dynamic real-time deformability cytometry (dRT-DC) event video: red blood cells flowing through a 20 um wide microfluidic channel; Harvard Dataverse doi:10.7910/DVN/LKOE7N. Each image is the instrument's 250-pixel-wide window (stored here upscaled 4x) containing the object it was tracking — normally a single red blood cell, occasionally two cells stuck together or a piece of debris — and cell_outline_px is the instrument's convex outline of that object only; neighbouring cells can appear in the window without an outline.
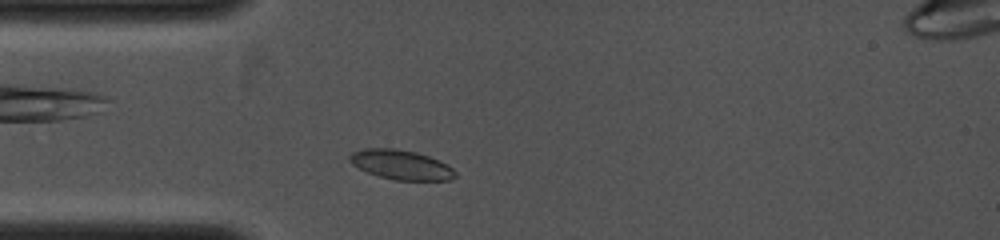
{"species": "common noctule bat (a hibernating species)", "species_latin": "Nyctalus noctula", "temperature_condition": "cold", "stored_images_in_passage": 35, "camera_frame_rate_fps": 4000, "um_per_image_px": 0.085, "animal": {"sex": "female", "body_mass_g": 19.0, "forearm_length_mm": 53.3}, "frame": {"image": 1, "passage_image": 5, "time_ms": 1.0, "image_size_px": [1000, 240], "cell_outline_px": [[456, 176], [448, 180], [396, 180], [380, 176], [368, 172], [352, 164], [348, 160], [348, 156], [352, 152], [364, 148], [392, 148], [416, 152], [428, 156], [448, 164], [456, 172]], "centroid_in_image_um": [34.08, 13.99], "position_along_channel_um": 50.9, "area_um2": 18.09}}
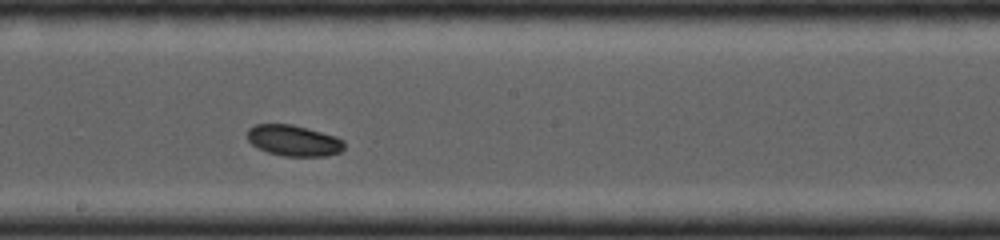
{"frame": {"image": 2, "passage_image": 22, "time_ms": 4.5, "image_size_px": [1000, 240], "cell_outline_px": [[344, 148], [340, 152], [324, 156], [284, 156], [268, 152], [252, 144], [248, 140], [248, 128], [256, 124], [292, 124], [336, 136], [344, 140]], "centroid_in_image_um": [24.98, 11.94], "position_along_channel_um": 223.2, "area_um2": 17.4}}
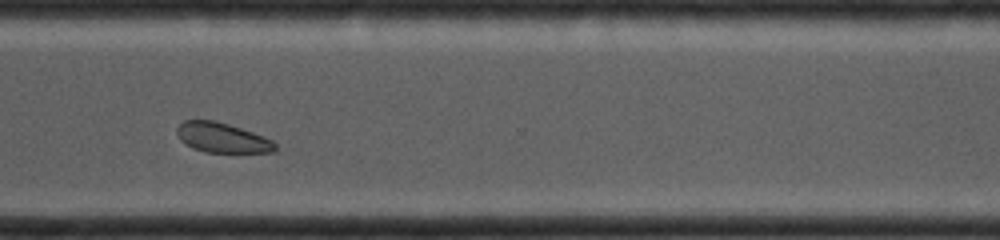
{"frame": {"image": 3, "passage_image": 34, "time_ms": 7.0, "image_size_px": [1000, 240], "cell_outline_px": [[276, 152], [204, 152], [192, 148], [184, 144], [180, 140], [176, 132], [176, 128], [184, 120], [212, 120], [228, 124], [264, 136], [272, 140], [276, 144]], "centroid_in_image_um": [18.86, 11.71], "position_along_channel_um": 351.7, "area_um2": 17.11}}